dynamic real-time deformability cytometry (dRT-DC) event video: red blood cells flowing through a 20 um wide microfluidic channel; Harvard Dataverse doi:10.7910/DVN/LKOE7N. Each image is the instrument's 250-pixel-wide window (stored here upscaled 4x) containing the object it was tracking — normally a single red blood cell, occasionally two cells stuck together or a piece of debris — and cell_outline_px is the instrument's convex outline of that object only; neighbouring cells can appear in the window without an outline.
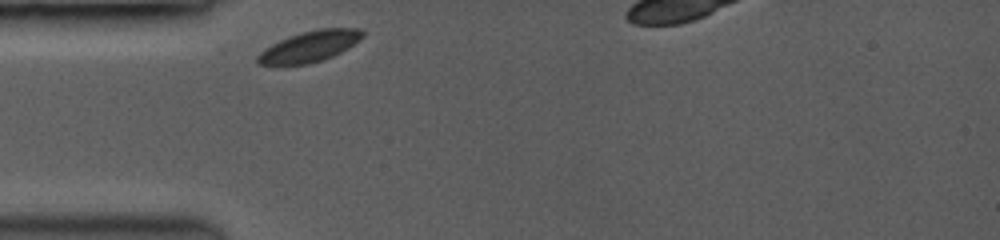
{"species": "common noctule bat (a hibernating species)", "species_latin": "Nyctalus noctula", "temperature_condition": "room temperature", "stored_images_in_passage": 14, "camera_frame_rate_fps": 3500, "um_per_image_px": 0.085, "animal": {"sex": "female", "body_mass_g": 19.0, "forearm_length_mm": 53.3}, "frame": {"image": 1, "passage_image": 1, "time_ms": 0.0, "image_size_px": [1000, 240], "cell_outline_px": [[364, 36], [360, 40], [348, 48], [332, 56], [308, 64], [260, 64], [256, 60], [256, 56], [264, 48], [288, 36], [300, 32], [320, 28], [364, 28]], "centroid_in_image_um": [26.35, 3.91], "position_along_channel_um": 58.6, "area_um2": 18.84}}
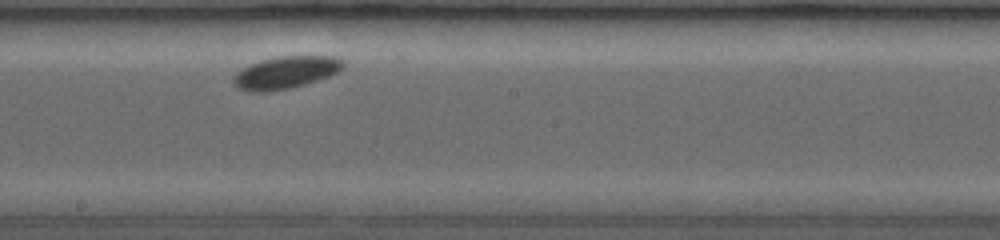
{"frame": {"image": 2, "passage_image": 6, "time_ms": 4.571, "image_size_px": [1000, 240], "cell_outline_px": [[344, 68], [328, 76], [304, 84], [288, 88], [236, 88], [232, 84], [232, 80], [236, 72], [260, 60], [276, 56], [332, 56], [344, 60]], "centroid_in_image_um": [24.35, 6.09], "position_along_channel_um": 223.8, "area_um2": 19.65}}
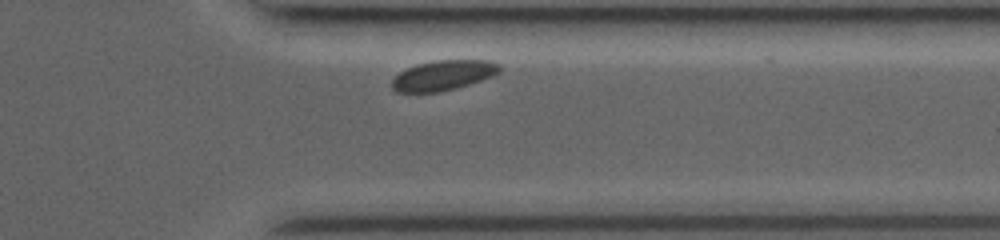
{"frame": {"image": 3, "passage_image": 13, "time_ms": 8.571, "image_size_px": [1000, 240], "cell_outline_px": [[500, 72], [492, 76], [456, 88], [440, 92], [396, 92], [392, 88], [392, 80], [400, 72], [408, 68], [420, 64], [436, 60], [488, 60], [500, 64]], "centroid_in_image_um": [37.69, 6.4], "position_along_channel_um": 373.7, "area_um2": 18.61}}